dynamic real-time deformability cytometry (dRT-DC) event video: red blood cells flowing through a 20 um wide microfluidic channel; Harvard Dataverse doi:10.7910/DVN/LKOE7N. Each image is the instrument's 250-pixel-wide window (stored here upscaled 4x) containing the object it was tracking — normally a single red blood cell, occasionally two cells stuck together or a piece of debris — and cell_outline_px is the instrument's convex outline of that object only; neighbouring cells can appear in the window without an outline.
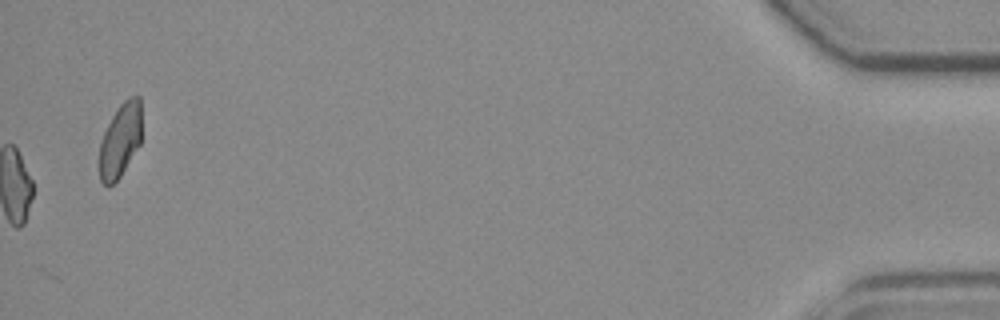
{"species": "common noctule bat (a hibernating species)", "species_latin": "Nyctalus noctula", "temperature_condition": "room temperature", "stored_images_in_passage": 43, "camera_frame_rate_fps": 3000, "um_per_image_px": 0.085, "animal": {"sex": "female", "body_mass_g": 19.3, "forearm_length_mm": 54.1}, "frame": {"image": 1, "passage_image": 43, "time_ms": 14.0, "image_size_px": [1000, 320], "cell_outline_px": [[140, 144], [120, 176], [108, 188], [100, 180], [100, 140], [116, 108], [128, 96], [140, 96]], "centroid_in_image_um": [10.21, 11.91], "position_along_channel_um": 425.0, "area_um2": 18.03}}